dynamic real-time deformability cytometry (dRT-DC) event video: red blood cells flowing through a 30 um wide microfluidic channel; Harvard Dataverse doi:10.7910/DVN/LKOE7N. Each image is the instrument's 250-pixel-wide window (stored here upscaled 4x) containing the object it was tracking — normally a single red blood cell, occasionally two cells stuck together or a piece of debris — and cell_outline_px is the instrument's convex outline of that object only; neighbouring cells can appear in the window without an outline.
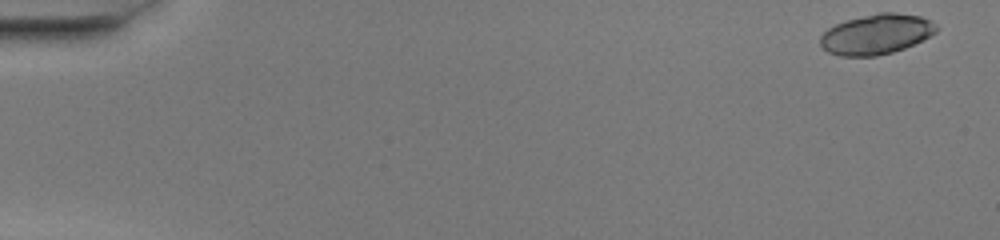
{"species": "common noctule bat (a hibernating species)", "species_latin": "Nyctalus noctula", "temperature_condition": "warm", "stored_images_in_passage": 50, "camera_frame_rate_fps": 3000, "um_per_image_px": 0.085, "animal": {"sex": "female", "body_mass_g": 20.0, "forearm_length_mm": 54.0}, "frame": {"image": 1, "passage_image": 1, "time_ms": 0.0, "image_size_px": [1000, 240], "cell_outline_px": [[940, 28], [936, 32], [904, 48], [892, 52], [876, 56], [840, 56], [828, 52], [820, 44], [820, 36], [828, 28], [836, 24], [848, 20], [880, 12], [896, 12], [920, 16], [928, 20]], "centroid_in_image_um": [74.47, 2.91], "position_along_channel_um": 10.5, "area_um2": 26.82}}
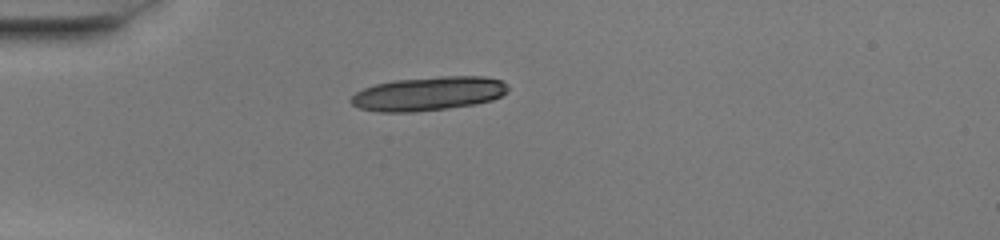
{"frame": {"image": 2, "passage_image": 14, "time_ms": 4.333, "image_size_px": [1000, 240], "cell_outline_px": [[508, 92], [492, 100], [476, 104], [448, 108], [416, 112], [380, 112], [360, 108], [352, 104], [348, 100], [356, 92], [364, 88], [376, 84], [392, 80], [440, 76], [484, 76], [500, 80], [508, 84]], "centroid_in_image_um": [36.42, 7.96], "position_along_channel_um": 48.6, "area_um2": 31.21}}